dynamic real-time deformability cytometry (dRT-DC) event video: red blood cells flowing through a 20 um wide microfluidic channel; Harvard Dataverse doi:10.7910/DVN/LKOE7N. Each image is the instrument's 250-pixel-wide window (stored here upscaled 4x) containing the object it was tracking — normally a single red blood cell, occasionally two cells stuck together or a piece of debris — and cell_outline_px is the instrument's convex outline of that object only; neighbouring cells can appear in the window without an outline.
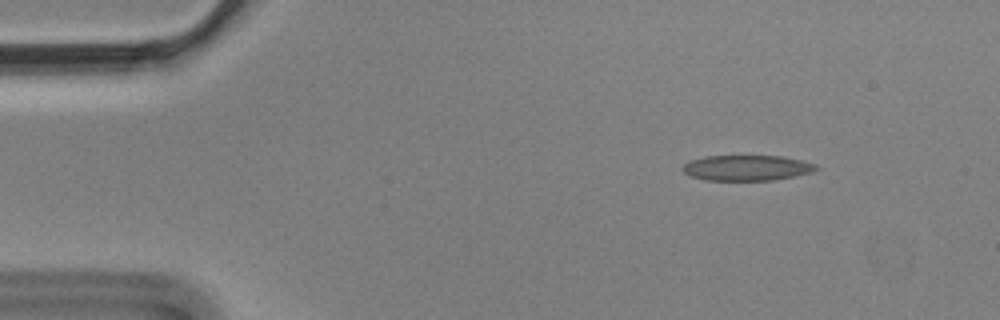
{"species": "Egyptian fruit bat (a non-hibernating species)", "species_latin": "Rousettus aegyptiacus", "temperature_condition": "cold", "stored_images_in_passage": 3, "camera_frame_rate_fps": 3000, "um_per_image_px": 0.085, "animal": {"sex": "male"}, "frame": {"image": 1, "passage_image": 1, "time_ms": 0.0, "image_size_px": [1000, 320], "cell_outline_px": [[820, 168], [812, 172], [776, 180], [704, 180], [692, 176], [684, 172], [680, 168], [684, 164], [692, 160], [704, 156], [784, 156], [816, 164]], "centroid_in_image_um": [63.49, 14.27], "position_along_channel_um": 21.5, "area_um2": 19.83}}